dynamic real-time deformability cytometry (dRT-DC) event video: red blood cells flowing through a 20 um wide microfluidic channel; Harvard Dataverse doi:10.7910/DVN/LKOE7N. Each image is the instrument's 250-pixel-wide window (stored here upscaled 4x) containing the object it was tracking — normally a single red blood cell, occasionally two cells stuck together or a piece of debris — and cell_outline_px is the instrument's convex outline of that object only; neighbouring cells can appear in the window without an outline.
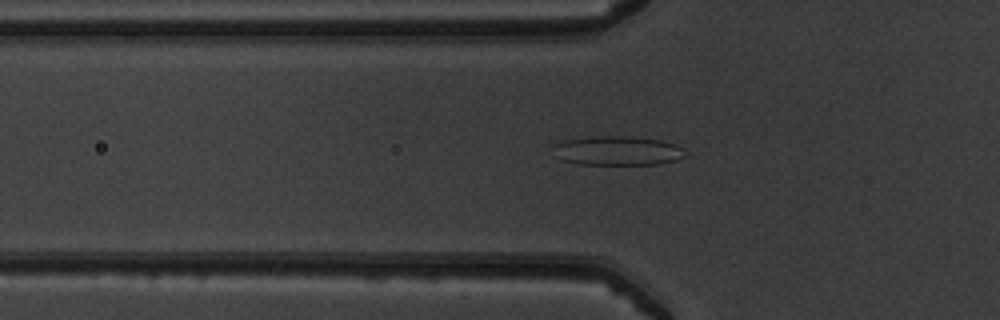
{"species": "common noctule bat (a hibernating species)", "species_latin": "Nyctalus noctula", "temperature_condition": "warm", "stored_images_in_passage": 53, "camera_frame_rate_fps": 3000, "um_per_image_px": 0.085, "animal": {"sex": "male", "body_mass_g": 19.5, "forearm_length_mm": 54.6}, "frame": {"image": 1, "passage_image": 19, "time_ms": 6.0, "image_size_px": [1000, 320], "cell_outline_px": [[688, 152], [684, 156], [676, 160], [656, 164], [580, 164], [560, 160], [556, 144], [564, 140], [596, 136], [632, 136], [660, 140], [684, 148]], "centroid_in_image_um": [52.56, 12.81], "position_along_channel_um": 73.2, "area_um2": 22.14}}
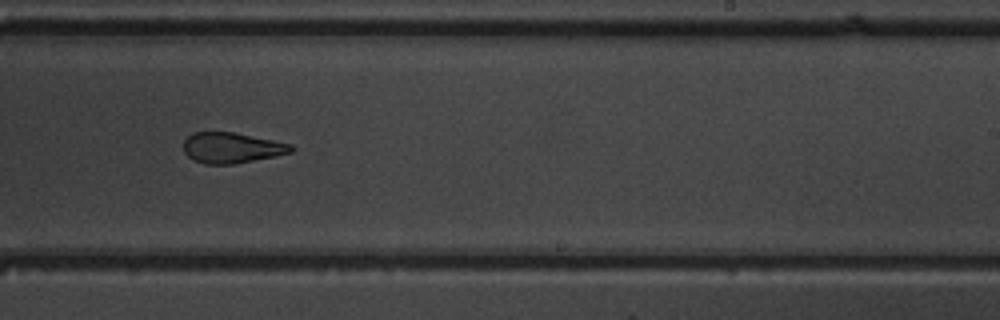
{"frame": {"image": 2, "passage_image": 34, "time_ms": 11.0, "image_size_px": [1000, 320], "cell_outline_px": [[296, 148], [292, 152], [276, 156], [232, 164], [204, 164], [192, 160], [184, 152], [184, 140], [192, 132], [232, 132], [292, 144]], "centroid_in_image_um": [19.69, 12.57], "position_along_channel_um": 269.3, "area_um2": 19.19}}
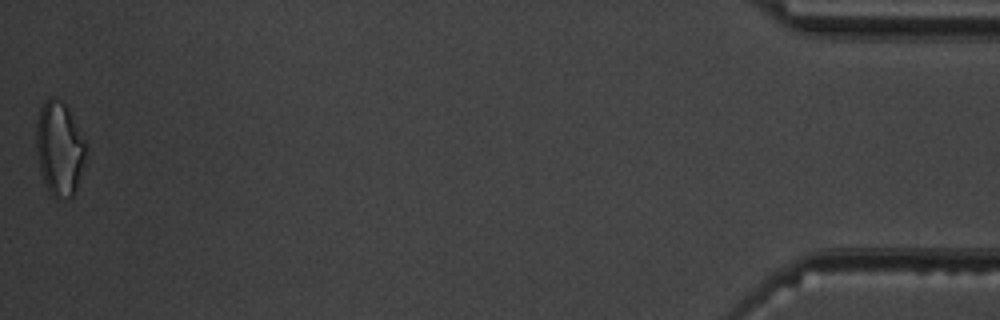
{"frame": {"image": 3, "passage_image": 53, "time_ms": 17.333, "image_size_px": [1000, 320], "cell_outline_px": [[84, 164], [76, 188], [72, 196], [68, 200], [56, 196], [48, 188], [44, 180], [40, 168], [36, 148], [36, 124], [40, 108], [44, 100], [48, 96], [52, 96], [60, 100], [68, 108], [84, 140]], "centroid_in_image_um": [5.03, 12.58], "position_along_channel_um": 430.2, "area_um2": 26.65}, "authors_computed_cell_mechanics": {"area_um2": 21.8484, "velocity_mm_per_s": 3.9257, "shape_relaxation_time_tau1_ms": null, "shape_relaxation_time_tau2_ms": 2.3872, "deformation_change_tau1": null, "deformation_change_tau2": 0.0991}}